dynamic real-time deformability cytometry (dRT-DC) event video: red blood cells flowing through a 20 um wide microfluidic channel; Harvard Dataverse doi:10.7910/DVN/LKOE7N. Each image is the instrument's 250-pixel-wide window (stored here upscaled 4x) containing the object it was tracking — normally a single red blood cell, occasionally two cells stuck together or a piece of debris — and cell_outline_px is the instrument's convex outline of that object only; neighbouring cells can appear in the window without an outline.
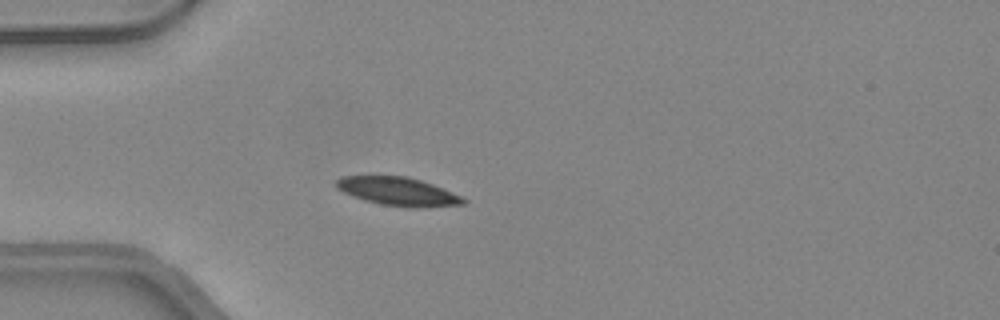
{"species": "common noctule bat (a hibernating species)", "species_latin": "Nyctalus noctula", "temperature_condition": "warm", "stored_images_in_passage": 37, "camera_frame_rate_fps": 3000, "um_per_image_px": 0.085, "animal": {"sex": "female", "body_mass_g": 24.6, "forearm_length_mm": 56.2}, "frame": {"image": 1, "passage_image": 8, "time_ms": 2.333, "image_size_px": [1000, 320], "cell_outline_px": [[468, 200], [464, 204], [424, 208], [408, 208], [380, 204], [364, 200], [352, 196], [336, 188], [336, 180], [340, 176], [408, 176], [432, 184], [452, 192]], "centroid_in_image_um": [33.83, 16.28], "position_along_channel_um": 51.2, "area_um2": 21.15}}
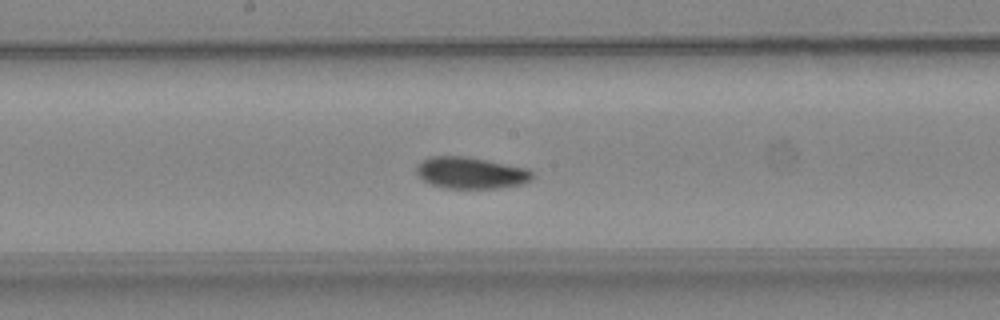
{"frame": {"image": 2, "passage_image": 20, "time_ms": 6.333, "image_size_px": [1000, 320], "cell_outline_px": [[536, 176], [532, 180], [524, 184], [496, 188], [444, 188], [432, 184], [424, 180], [416, 172], [416, 164], [432, 156], [464, 156], [528, 168]], "centroid_in_image_um": [40.06, 14.7], "position_along_channel_um": 208.1, "area_um2": 21.33}}
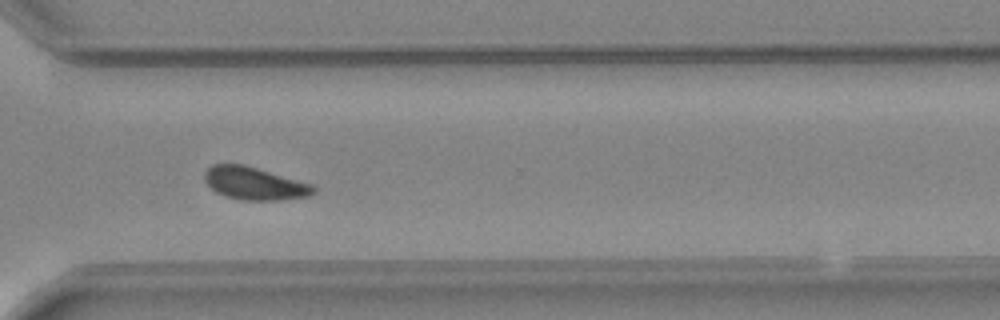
{"frame": {"image": 3, "passage_image": 30, "time_ms": 9.667, "image_size_px": [1000, 320], "cell_outline_px": [[316, 192], [308, 196], [280, 200], [244, 200], [224, 196], [216, 192], [204, 180], [204, 172], [212, 164], [244, 164], [312, 184], [316, 188]], "centroid_in_image_um": [21.63, 15.59], "position_along_channel_um": 349.0, "area_um2": 20.75}, "authors_computed_cell_mechanics": {"area_um2": 20.7502, "velocity_mm_per_s": 4.2316, "shape_relaxation_time_tau1_ms": 3.443, "shape_relaxation_time_tau2_ms": 10.1867, "deformation_change_tau1": 0.1095, "deformation_change_tau2": 0.1307}}